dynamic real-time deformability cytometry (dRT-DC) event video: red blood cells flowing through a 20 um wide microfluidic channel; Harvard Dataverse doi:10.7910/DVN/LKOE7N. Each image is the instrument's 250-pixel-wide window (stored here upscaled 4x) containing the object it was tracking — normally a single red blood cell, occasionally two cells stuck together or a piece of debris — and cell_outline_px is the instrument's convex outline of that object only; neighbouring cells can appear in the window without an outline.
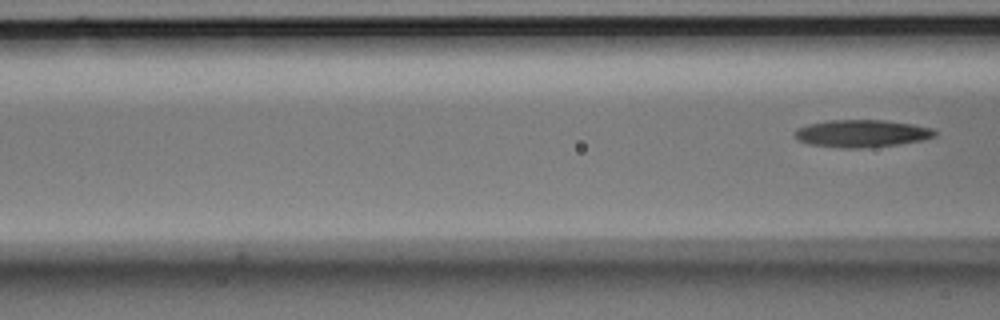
{"species": "Egyptian fruit bat (a non-hibernating species)", "species_latin": "Rousettus aegyptiacus", "temperature_condition": "room temperature", "stored_images_in_passage": 7, "segment_of_instrument_passage": [2, 2], "camera_frame_rate_fps": 3000, "um_per_image_px": 0.085, "animal": {"sex": "male"}, "frame": {"image": 1, "passage_image": 7, "time_ms": 2.0, "image_size_px": [1000, 320], "cell_outline_px": [[936, 136], [924, 140], [900, 144], [860, 148], [840, 148], [808, 144], [796, 140], [796, 128], [808, 124], [828, 120], [884, 120], [912, 124], [932, 128], [936, 132]], "centroid_in_image_um": [73.24, 11.35], "position_along_channel_um": 93.4, "area_um2": 22.48}}